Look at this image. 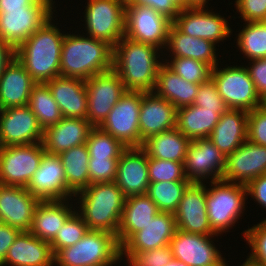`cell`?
I'll use <instances>...</instances> for the list:
<instances>
[{
	"label": "cell",
	"mask_w": 266,
	"mask_h": 266,
	"mask_svg": "<svg viewBox=\"0 0 266 266\" xmlns=\"http://www.w3.org/2000/svg\"><path fill=\"white\" fill-rule=\"evenodd\" d=\"M158 50L155 45L125 36L113 47V70L127 91H154L162 64L157 60Z\"/></svg>",
	"instance_id": "obj_1"
},
{
	"label": "cell",
	"mask_w": 266,
	"mask_h": 266,
	"mask_svg": "<svg viewBox=\"0 0 266 266\" xmlns=\"http://www.w3.org/2000/svg\"><path fill=\"white\" fill-rule=\"evenodd\" d=\"M52 17L15 49V57L36 83L60 76L61 48L65 34ZM56 26V27H55Z\"/></svg>",
	"instance_id": "obj_2"
},
{
	"label": "cell",
	"mask_w": 266,
	"mask_h": 266,
	"mask_svg": "<svg viewBox=\"0 0 266 266\" xmlns=\"http://www.w3.org/2000/svg\"><path fill=\"white\" fill-rule=\"evenodd\" d=\"M113 69V47L103 40L65 34L60 76L89 79Z\"/></svg>",
	"instance_id": "obj_3"
},
{
	"label": "cell",
	"mask_w": 266,
	"mask_h": 266,
	"mask_svg": "<svg viewBox=\"0 0 266 266\" xmlns=\"http://www.w3.org/2000/svg\"><path fill=\"white\" fill-rule=\"evenodd\" d=\"M80 195L78 213L89 230H102L117 236L125 196L115 182L92 183L75 193Z\"/></svg>",
	"instance_id": "obj_4"
},
{
	"label": "cell",
	"mask_w": 266,
	"mask_h": 266,
	"mask_svg": "<svg viewBox=\"0 0 266 266\" xmlns=\"http://www.w3.org/2000/svg\"><path fill=\"white\" fill-rule=\"evenodd\" d=\"M121 259L116 235L102 230H88L75 245L54 254L58 266H112Z\"/></svg>",
	"instance_id": "obj_5"
},
{
	"label": "cell",
	"mask_w": 266,
	"mask_h": 266,
	"mask_svg": "<svg viewBox=\"0 0 266 266\" xmlns=\"http://www.w3.org/2000/svg\"><path fill=\"white\" fill-rule=\"evenodd\" d=\"M206 188V208L211 230L217 235L229 229L239 219L245 205L246 186L220 180L210 181Z\"/></svg>",
	"instance_id": "obj_6"
},
{
	"label": "cell",
	"mask_w": 266,
	"mask_h": 266,
	"mask_svg": "<svg viewBox=\"0 0 266 266\" xmlns=\"http://www.w3.org/2000/svg\"><path fill=\"white\" fill-rule=\"evenodd\" d=\"M211 79L229 109L251 112L260 106V95L247 67L228 66L218 70L215 66Z\"/></svg>",
	"instance_id": "obj_7"
},
{
	"label": "cell",
	"mask_w": 266,
	"mask_h": 266,
	"mask_svg": "<svg viewBox=\"0 0 266 266\" xmlns=\"http://www.w3.org/2000/svg\"><path fill=\"white\" fill-rule=\"evenodd\" d=\"M52 2L42 0L23 9H5L0 13V40L16 49L52 17Z\"/></svg>",
	"instance_id": "obj_8"
},
{
	"label": "cell",
	"mask_w": 266,
	"mask_h": 266,
	"mask_svg": "<svg viewBox=\"0 0 266 266\" xmlns=\"http://www.w3.org/2000/svg\"><path fill=\"white\" fill-rule=\"evenodd\" d=\"M88 36L114 47L125 35L124 0H89L85 9Z\"/></svg>",
	"instance_id": "obj_9"
},
{
	"label": "cell",
	"mask_w": 266,
	"mask_h": 266,
	"mask_svg": "<svg viewBox=\"0 0 266 266\" xmlns=\"http://www.w3.org/2000/svg\"><path fill=\"white\" fill-rule=\"evenodd\" d=\"M45 153L42 142L0 147V184L27 187Z\"/></svg>",
	"instance_id": "obj_10"
},
{
	"label": "cell",
	"mask_w": 266,
	"mask_h": 266,
	"mask_svg": "<svg viewBox=\"0 0 266 266\" xmlns=\"http://www.w3.org/2000/svg\"><path fill=\"white\" fill-rule=\"evenodd\" d=\"M141 101V91L126 90L99 127L127 148L141 147L142 138L139 129Z\"/></svg>",
	"instance_id": "obj_11"
},
{
	"label": "cell",
	"mask_w": 266,
	"mask_h": 266,
	"mask_svg": "<svg viewBox=\"0 0 266 266\" xmlns=\"http://www.w3.org/2000/svg\"><path fill=\"white\" fill-rule=\"evenodd\" d=\"M173 22L152 7L125 5V37L165 48Z\"/></svg>",
	"instance_id": "obj_12"
},
{
	"label": "cell",
	"mask_w": 266,
	"mask_h": 266,
	"mask_svg": "<svg viewBox=\"0 0 266 266\" xmlns=\"http://www.w3.org/2000/svg\"><path fill=\"white\" fill-rule=\"evenodd\" d=\"M88 95L87 119L99 127L126 89L119 75L112 69L85 80Z\"/></svg>",
	"instance_id": "obj_13"
},
{
	"label": "cell",
	"mask_w": 266,
	"mask_h": 266,
	"mask_svg": "<svg viewBox=\"0 0 266 266\" xmlns=\"http://www.w3.org/2000/svg\"><path fill=\"white\" fill-rule=\"evenodd\" d=\"M225 160L226 156L209 138L191 140L183 163L185 178L190 182L202 183L211 175V181L220 180Z\"/></svg>",
	"instance_id": "obj_14"
},
{
	"label": "cell",
	"mask_w": 266,
	"mask_h": 266,
	"mask_svg": "<svg viewBox=\"0 0 266 266\" xmlns=\"http://www.w3.org/2000/svg\"><path fill=\"white\" fill-rule=\"evenodd\" d=\"M44 130L26 105L0 110V147L43 141Z\"/></svg>",
	"instance_id": "obj_15"
},
{
	"label": "cell",
	"mask_w": 266,
	"mask_h": 266,
	"mask_svg": "<svg viewBox=\"0 0 266 266\" xmlns=\"http://www.w3.org/2000/svg\"><path fill=\"white\" fill-rule=\"evenodd\" d=\"M210 237L212 235H199L176 229L169 244L173 258L188 266L224 265V258Z\"/></svg>",
	"instance_id": "obj_16"
},
{
	"label": "cell",
	"mask_w": 266,
	"mask_h": 266,
	"mask_svg": "<svg viewBox=\"0 0 266 266\" xmlns=\"http://www.w3.org/2000/svg\"><path fill=\"white\" fill-rule=\"evenodd\" d=\"M266 174V147L248 139L231 154L226 156L221 179L247 185L254 178Z\"/></svg>",
	"instance_id": "obj_17"
},
{
	"label": "cell",
	"mask_w": 266,
	"mask_h": 266,
	"mask_svg": "<svg viewBox=\"0 0 266 266\" xmlns=\"http://www.w3.org/2000/svg\"><path fill=\"white\" fill-rule=\"evenodd\" d=\"M206 185L191 182L174 213L179 230L199 235H215L211 230L206 208Z\"/></svg>",
	"instance_id": "obj_18"
},
{
	"label": "cell",
	"mask_w": 266,
	"mask_h": 266,
	"mask_svg": "<svg viewBox=\"0 0 266 266\" xmlns=\"http://www.w3.org/2000/svg\"><path fill=\"white\" fill-rule=\"evenodd\" d=\"M39 202L26 187L0 184V223L29 232Z\"/></svg>",
	"instance_id": "obj_19"
},
{
	"label": "cell",
	"mask_w": 266,
	"mask_h": 266,
	"mask_svg": "<svg viewBox=\"0 0 266 266\" xmlns=\"http://www.w3.org/2000/svg\"><path fill=\"white\" fill-rule=\"evenodd\" d=\"M205 8L180 9L173 24L184 34L218 43L229 37L227 20Z\"/></svg>",
	"instance_id": "obj_20"
},
{
	"label": "cell",
	"mask_w": 266,
	"mask_h": 266,
	"mask_svg": "<svg viewBox=\"0 0 266 266\" xmlns=\"http://www.w3.org/2000/svg\"><path fill=\"white\" fill-rule=\"evenodd\" d=\"M63 169L58 155L45 153L26 188L39 200L69 199L74 193L66 185Z\"/></svg>",
	"instance_id": "obj_21"
},
{
	"label": "cell",
	"mask_w": 266,
	"mask_h": 266,
	"mask_svg": "<svg viewBox=\"0 0 266 266\" xmlns=\"http://www.w3.org/2000/svg\"><path fill=\"white\" fill-rule=\"evenodd\" d=\"M116 185L125 197L144 195L150 185L148 156L141 147L126 148L117 164Z\"/></svg>",
	"instance_id": "obj_22"
},
{
	"label": "cell",
	"mask_w": 266,
	"mask_h": 266,
	"mask_svg": "<svg viewBox=\"0 0 266 266\" xmlns=\"http://www.w3.org/2000/svg\"><path fill=\"white\" fill-rule=\"evenodd\" d=\"M177 108L154 92H142L139 129L143 141L176 127Z\"/></svg>",
	"instance_id": "obj_23"
},
{
	"label": "cell",
	"mask_w": 266,
	"mask_h": 266,
	"mask_svg": "<svg viewBox=\"0 0 266 266\" xmlns=\"http://www.w3.org/2000/svg\"><path fill=\"white\" fill-rule=\"evenodd\" d=\"M93 127L88 119L63 117L57 124L44 130V150L48 154L59 155L85 144Z\"/></svg>",
	"instance_id": "obj_24"
},
{
	"label": "cell",
	"mask_w": 266,
	"mask_h": 266,
	"mask_svg": "<svg viewBox=\"0 0 266 266\" xmlns=\"http://www.w3.org/2000/svg\"><path fill=\"white\" fill-rule=\"evenodd\" d=\"M176 229L174 213L159 212L142 230L135 232L121 246V252H144L167 246Z\"/></svg>",
	"instance_id": "obj_25"
},
{
	"label": "cell",
	"mask_w": 266,
	"mask_h": 266,
	"mask_svg": "<svg viewBox=\"0 0 266 266\" xmlns=\"http://www.w3.org/2000/svg\"><path fill=\"white\" fill-rule=\"evenodd\" d=\"M46 84L63 117L87 119L88 95L84 79L57 76Z\"/></svg>",
	"instance_id": "obj_26"
},
{
	"label": "cell",
	"mask_w": 266,
	"mask_h": 266,
	"mask_svg": "<svg viewBox=\"0 0 266 266\" xmlns=\"http://www.w3.org/2000/svg\"><path fill=\"white\" fill-rule=\"evenodd\" d=\"M53 266L54 254L51 245L30 232H21L10 245L0 266Z\"/></svg>",
	"instance_id": "obj_27"
},
{
	"label": "cell",
	"mask_w": 266,
	"mask_h": 266,
	"mask_svg": "<svg viewBox=\"0 0 266 266\" xmlns=\"http://www.w3.org/2000/svg\"><path fill=\"white\" fill-rule=\"evenodd\" d=\"M35 84L31 75L14 57L0 76V110L26 106Z\"/></svg>",
	"instance_id": "obj_28"
},
{
	"label": "cell",
	"mask_w": 266,
	"mask_h": 266,
	"mask_svg": "<svg viewBox=\"0 0 266 266\" xmlns=\"http://www.w3.org/2000/svg\"><path fill=\"white\" fill-rule=\"evenodd\" d=\"M248 112L228 109L224 112L209 139L228 156L247 140Z\"/></svg>",
	"instance_id": "obj_29"
},
{
	"label": "cell",
	"mask_w": 266,
	"mask_h": 266,
	"mask_svg": "<svg viewBox=\"0 0 266 266\" xmlns=\"http://www.w3.org/2000/svg\"><path fill=\"white\" fill-rule=\"evenodd\" d=\"M159 212L157 205L147 194L126 197L116 236L120 247Z\"/></svg>",
	"instance_id": "obj_30"
},
{
	"label": "cell",
	"mask_w": 266,
	"mask_h": 266,
	"mask_svg": "<svg viewBox=\"0 0 266 266\" xmlns=\"http://www.w3.org/2000/svg\"><path fill=\"white\" fill-rule=\"evenodd\" d=\"M67 200H40L34 211L29 232L50 243L60 227L75 212L72 207L66 205Z\"/></svg>",
	"instance_id": "obj_31"
},
{
	"label": "cell",
	"mask_w": 266,
	"mask_h": 266,
	"mask_svg": "<svg viewBox=\"0 0 266 266\" xmlns=\"http://www.w3.org/2000/svg\"><path fill=\"white\" fill-rule=\"evenodd\" d=\"M216 44L202 38H196L182 33L173 23L168 31L167 45L174 57H189L205 64L212 69L218 66L216 59Z\"/></svg>",
	"instance_id": "obj_32"
},
{
	"label": "cell",
	"mask_w": 266,
	"mask_h": 266,
	"mask_svg": "<svg viewBox=\"0 0 266 266\" xmlns=\"http://www.w3.org/2000/svg\"><path fill=\"white\" fill-rule=\"evenodd\" d=\"M199 85L186 81L171 70L166 63H162L157 72V82L153 92L168 100L178 109L193 104Z\"/></svg>",
	"instance_id": "obj_33"
},
{
	"label": "cell",
	"mask_w": 266,
	"mask_h": 266,
	"mask_svg": "<svg viewBox=\"0 0 266 266\" xmlns=\"http://www.w3.org/2000/svg\"><path fill=\"white\" fill-rule=\"evenodd\" d=\"M227 110H209L188 105L177 109L176 127L190 140L208 138Z\"/></svg>",
	"instance_id": "obj_34"
},
{
	"label": "cell",
	"mask_w": 266,
	"mask_h": 266,
	"mask_svg": "<svg viewBox=\"0 0 266 266\" xmlns=\"http://www.w3.org/2000/svg\"><path fill=\"white\" fill-rule=\"evenodd\" d=\"M190 142L189 138L174 127L150 136L143 141L141 148L151 158L184 162Z\"/></svg>",
	"instance_id": "obj_35"
},
{
	"label": "cell",
	"mask_w": 266,
	"mask_h": 266,
	"mask_svg": "<svg viewBox=\"0 0 266 266\" xmlns=\"http://www.w3.org/2000/svg\"><path fill=\"white\" fill-rule=\"evenodd\" d=\"M67 187L75 194L90 185L89 150L86 143L60 153Z\"/></svg>",
	"instance_id": "obj_36"
},
{
	"label": "cell",
	"mask_w": 266,
	"mask_h": 266,
	"mask_svg": "<svg viewBox=\"0 0 266 266\" xmlns=\"http://www.w3.org/2000/svg\"><path fill=\"white\" fill-rule=\"evenodd\" d=\"M27 106L34 113L43 130L57 124L63 118L46 83H36L33 86Z\"/></svg>",
	"instance_id": "obj_37"
},
{
	"label": "cell",
	"mask_w": 266,
	"mask_h": 266,
	"mask_svg": "<svg viewBox=\"0 0 266 266\" xmlns=\"http://www.w3.org/2000/svg\"><path fill=\"white\" fill-rule=\"evenodd\" d=\"M190 183V181L150 182L146 194L157 205L160 212L175 213L183 193Z\"/></svg>",
	"instance_id": "obj_38"
},
{
	"label": "cell",
	"mask_w": 266,
	"mask_h": 266,
	"mask_svg": "<svg viewBox=\"0 0 266 266\" xmlns=\"http://www.w3.org/2000/svg\"><path fill=\"white\" fill-rule=\"evenodd\" d=\"M236 43L246 58H266V25L263 22H248L238 34Z\"/></svg>",
	"instance_id": "obj_39"
},
{
	"label": "cell",
	"mask_w": 266,
	"mask_h": 266,
	"mask_svg": "<svg viewBox=\"0 0 266 266\" xmlns=\"http://www.w3.org/2000/svg\"><path fill=\"white\" fill-rule=\"evenodd\" d=\"M90 158H120L127 148L110 133L100 127H93L86 141Z\"/></svg>",
	"instance_id": "obj_40"
},
{
	"label": "cell",
	"mask_w": 266,
	"mask_h": 266,
	"mask_svg": "<svg viewBox=\"0 0 266 266\" xmlns=\"http://www.w3.org/2000/svg\"><path fill=\"white\" fill-rule=\"evenodd\" d=\"M89 228L82 217L75 212L60 227L55 238L50 242L53 254L59 249L75 245L88 232Z\"/></svg>",
	"instance_id": "obj_41"
},
{
	"label": "cell",
	"mask_w": 266,
	"mask_h": 266,
	"mask_svg": "<svg viewBox=\"0 0 266 266\" xmlns=\"http://www.w3.org/2000/svg\"><path fill=\"white\" fill-rule=\"evenodd\" d=\"M172 60L166 65L188 82L202 84L211 79L212 68L208 64L189 57H173Z\"/></svg>",
	"instance_id": "obj_42"
},
{
	"label": "cell",
	"mask_w": 266,
	"mask_h": 266,
	"mask_svg": "<svg viewBox=\"0 0 266 266\" xmlns=\"http://www.w3.org/2000/svg\"><path fill=\"white\" fill-rule=\"evenodd\" d=\"M183 163L148 157L149 181H189L185 178Z\"/></svg>",
	"instance_id": "obj_43"
},
{
	"label": "cell",
	"mask_w": 266,
	"mask_h": 266,
	"mask_svg": "<svg viewBox=\"0 0 266 266\" xmlns=\"http://www.w3.org/2000/svg\"><path fill=\"white\" fill-rule=\"evenodd\" d=\"M244 237L252 248L246 261L255 266H266V219L245 230Z\"/></svg>",
	"instance_id": "obj_44"
},
{
	"label": "cell",
	"mask_w": 266,
	"mask_h": 266,
	"mask_svg": "<svg viewBox=\"0 0 266 266\" xmlns=\"http://www.w3.org/2000/svg\"><path fill=\"white\" fill-rule=\"evenodd\" d=\"M127 257L130 266H164L173 258L169 245L144 252H121Z\"/></svg>",
	"instance_id": "obj_45"
},
{
	"label": "cell",
	"mask_w": 266,
	"mask_h": 266,
	"mask_svg": "<svg viewBox=\"0 0 266 266\" xmlns=\"http://www.w3.org/2000/svg\"><path fill=\"white\" fill-rule=\"evenodd\" d=\"M119 158H89V181L92 183L115 182Z\"/></svg>",
	"instance_id": "obj_46"
},
{
	"label": "cell",
	"mask_w": 266,
	"mask_h": 266,
	"mask_svg": "<svg viewBox=\"0 0 266 266\" xmlns=\"http://www.w3.org/2000/svg\"><path fill=\"white\" fill-rule=\"evenodd\" d=\"M193 105L209 110H228L212 79L199 85Z\"/></svg>",
	"instance_id": "obj_47"
},
{
	"label": "cell",
	"mask_w": 266,
	"mask_h": 266,
	"mask_svg": "<svg viewBox=\"0 0 266 266\" xmlns=\"http://www.w3.org/2000/svg\"><path fill=\"white\" fill-rule=\"evenodd\" d=\"M247 139L266 147V110L258 107L248 112Z\"/></svg>",
	"instance_id": "obj_48"
},
{
	"label": "cell",
	"mask_w": 266,
	"mask_h": 266,
	"mask_svg": "<svg viewBox=\"0 0 266 266\" xmlns=\"http://www.w3.org/2000/svg\"><path fill=\"white\" fill-rule=\"evenodd\" d=\"M235 2L245 22H262L266 18V0H236Z\"/></svg>",
	"instance_id": "obj_49"
},
{
	"label": "cell",
	"mask_w": 266,
	"mask_h": 266,
	"mask_svg": "<svg viewBox=\"0 0 266 266\" xmlns=\"http://www.w3.org/2000/svg\"><path fill=\"white\" fill-rule=\"evenodd\" d=\"M125 5H143L152 7L162 15H165L172 22L179 14L180 9L172 0H124Z\"/></svg>",
	"instance_id": "obj_50"
},
{
	"label": "cell",
	"mask_w": 266,
	"mask_h": 266,
	"mask_svg": "<svg viewBox=\"0 0 266 266\" xmlns=\"http://www.w3.org/2000/svg\"><path fill=\"white\" fill-rule=\"evenodd\" d=\"M250 67L247 66L258 94L261 96L266 91V58L254 59Z\"/></svg>",
	"instance_id": "obj_51"
},
{
	"label": "cell",
	"mask_w": 266,
	"mask_h": 266,
	"mask_svg": "<svg viewBox=\"0 0 266 266\" xmlns=\"http://www.w3.org/2000/svg\"><path fill=\"white\" fill-rule=\"evenodd\" d=\"M20 233L21 231L10 225L0 223V265L4 261L10 245L16 240Z\"/></svg>",
	"instance_id": "obj_52"
},
{
	"label": "cell",
	"mask_w": 266,
	"mask_h": 266,
	"mask_svg": "<svg viewBox=\"0 0 266 266\" xmlns=\"http://www.w3.org/2000/svg\"><path fill=\"white\" fill-rule=\"evenodd\" d=\"M248 195L266 208V174L254 178L246 185Z\"/></svg>",
	"instance_id": "obj_53"
},
{
	"label": "cell",
	"mask_w": 266,
	"mask_h": 266,
	"mask_svg": "<svg viewBox=\"0 0 266 266\" xmlns=\"http://www.w3.org/2000/svg\"><path fill=\"white\" fill-rule=\"evenodd\" d=\"M14 57L15 49L8 43L0 40V76Z\"/></svg>",
	"instance_id": "obj_54"
},
{
	"label": "cell",
	"mask_w": 266,
	"mask_h": 266,
	"mask_svg": "<svg viewBox=\"0 0 266 266\" xmlns=\"http://www.w3.org/2000/svg\"><path fill=\"white\" fill-rule=\"evenodd\" d=\"M42 0H0V13L5 9H23L32 4H39Z\"/></svg>",
	"instance_id": "obj_55"
},
{
	"label": "cell",
	"mask_w": 266,
	"mask_h": 266,
	"mask_svg": "<svg viewBox=\"0 0 266 266\" xmlns=\"http://www.w3.org/2000/svg\"><path fill=\"white\" fill-rule=\"evenodd\" d=\"M207 0H189V8H205Z\"/></svg>",
	"instance_id": "obj_56"
},
{
	"label": "cell",
	"mask_w": 266,
	"mask_h": 266,
	"mask_svg": "<svg viewBox=\"0 0 266 266\" xmlns=\"http://www.w3.org/2000/svg\"><path fill=\"white\" fill-rule=\"evenodd\" d=\"M179 9L189 8V0H172Z\"/></svg>",
	"instance_id": "obj_57"
},
{
	"label": "cell",
	"mask_w": 266,
	"mask_h": 266,
	"mask_svg": "<svg viewBox=\"0 0 266 266\" xmlns=\"http://www.w3.org/2000/svg\"><path fill=\"white\" fill-rule=\"evenodd\" d=\"M164 266H188V265H186L184 262H182V261H179V260H177V259H175V258H172L170 261H169V263H167L166 265H164Z\"/></svg>",
	"instance_id": "obj_58"
},
{
	"label": "cell",
	"mask_w": 266,
	"mask_h": 266,
	"mask_svg": "<svg viewBox=\"0 0 266 266\" xmlns=\"http://www.w3.org/2000/svg\"><path fill=\"white\" fill-rule=\"evenodd\" d=\"M260 108L266 110V91L260 96Z\"/></svg>",
	"instance_id": "obj_59"
},
{
	"label": "cell",
	"mask_w": 266,
	"mask_h": 266,
	"mask_svg": "<svg viewBox=\"0 0 266 266\" xmlns=\"http://www.w3.org/2000/svg\"><path fill=\"white\" fill-rule=\"evenodd\" d=\"M241 266H255V265L249 263L248 261H245Z\"/></svg>",
	"instance_id": "obj_60"
},
{
	"label": "cell",
	"mask_w": 266,
	"mask_h": 266,
	"mask_svg": "<svg viewBox=\"0 0 266 266\" xmlns=\"http://www.w3.org/2000/svg\"><path fill=\"white\" fill-rule=\"evenodd\" d=\"M262 22L266 25V18Z\"/></svg>",
	"instance_id": "obj_61"
}]
</instances>
